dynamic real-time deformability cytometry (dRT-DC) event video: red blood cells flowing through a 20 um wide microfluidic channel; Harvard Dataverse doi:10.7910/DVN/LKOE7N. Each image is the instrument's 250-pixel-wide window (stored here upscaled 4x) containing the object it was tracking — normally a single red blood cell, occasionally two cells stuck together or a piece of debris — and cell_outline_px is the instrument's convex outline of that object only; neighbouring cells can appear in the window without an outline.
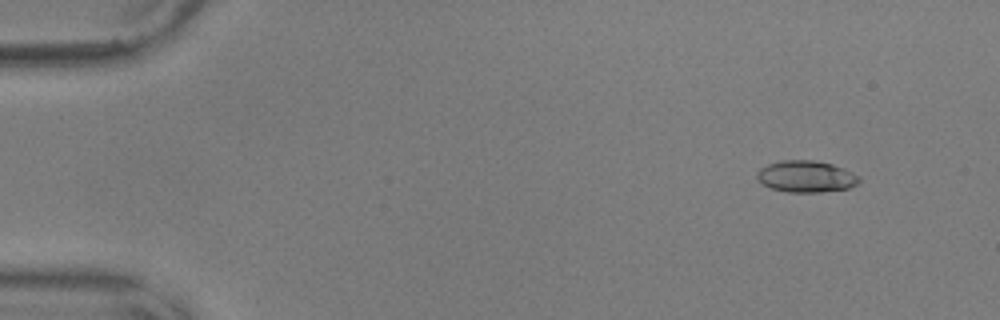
{"species": "common noctule bat (a hibernating species)", "species_latin": "Nyctalus noctula", "temperature_condition": "warm", "stored_images_in_passage": 55, "camera_frame_rate_fps": 3000, "um_per_image_px": 0.085, "animal": {"sex": "male", "body_mass_g": 17.9, "forearm_length_mm": 54.2}, "frame": {"image": 1, "passage_image": 4, "time_ms": 1.0, "image_size_px": [1000, 320], "cell_outline_px": [[860, 180], [856, 184], [848, 188], [820, 192], [788, 192], [772, 188], [764, 184], [756, 176], [756, 172], [760, 168], [768, 164], [780, 160], [812, 160], [832, 164], [844, 168], [860, 176]], "centroid_in_image_um": [68.52, 14.99], "position_along_channel_um": 16.5, "area_um2": 18.73}}
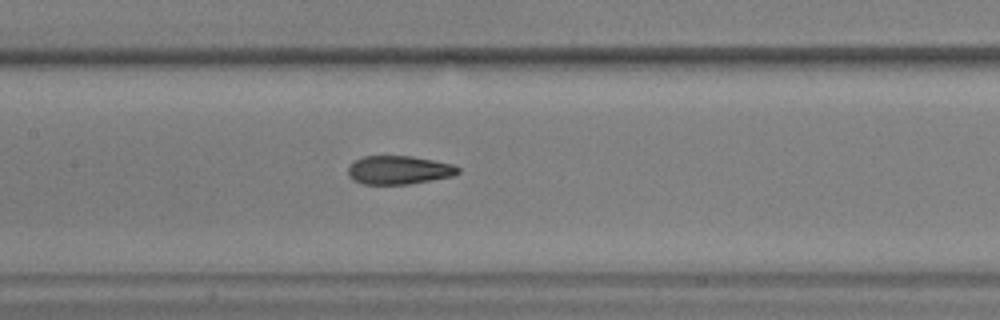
{"frame": {"image": 2, "passage_image": 26, "time_ms": 8.333, "image_size_px": [1000, 320], "cell_outline_px": [[460, 172], [452, 176], [408, 184], [364, 184], [352, 180], [348, 176], [348, 168], [352, 160], [364, 156], [412, 156], [452, 164], [460, 168]], "centroid_in_image_um": [33.86, 14.45], "position_along_channel_um": 173.5, "area_um2": 18.32}}
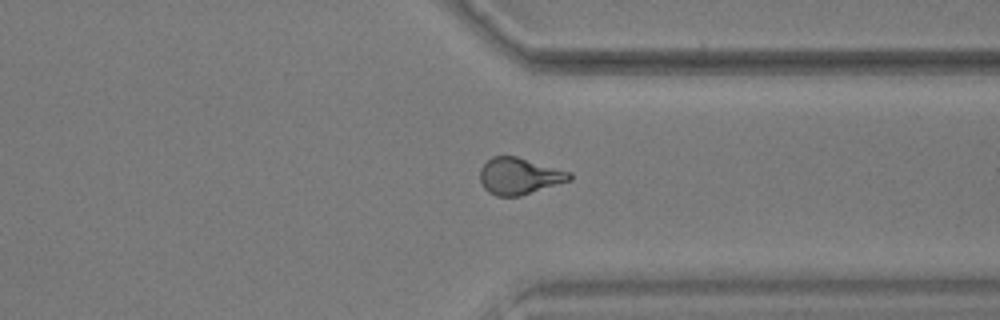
{"frame": {"image": 3, "passage_image": 42, "time_ms": 13.667, "image_size_px": [1000, 320], "cell_outline_px": [[572, 180], [520, 196], [496, 196], [488, 192], [484, 188], [480, 180], [480, 168], [492, 156], [516, 156], [572, 172]], "centroid_in_image_um": [44.15, 14.97], "position_along_channel_um": 367.2, "area_um2": 19.19}, "authors_computed_cell_mechanics": {"area_um2": 18.785, "velocity_mm_per_s": 3.6465, "shape_relaxation_time_tau1_ms": 5.0494, "shape_relaxation_time_tau2_ms": 1.5261, "deformation_change_tau1": 0.1938, "deformation_change_tau2": 0.0981}}